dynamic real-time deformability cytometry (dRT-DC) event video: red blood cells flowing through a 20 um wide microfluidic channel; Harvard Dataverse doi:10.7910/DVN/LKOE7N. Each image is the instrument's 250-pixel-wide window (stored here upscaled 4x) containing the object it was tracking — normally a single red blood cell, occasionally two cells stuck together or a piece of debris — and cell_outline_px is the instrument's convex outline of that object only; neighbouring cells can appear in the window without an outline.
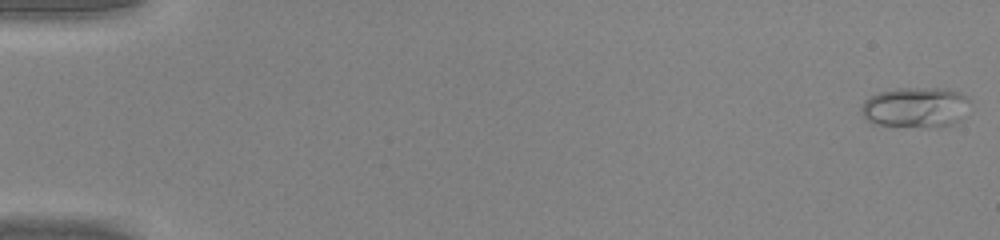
{"species": "common noctule bat (a hibernating species)", "species_latin": "Nyctalus noctula", "temperature_condition": "warm", "stored_images_in_passage": 49, "camera_frame_rate_fps": 3000, "um_per_image_px": 0.085, "animal": {"sex": "male", "body_mass_g": 20.0, "forearm_length_mm": 53.3}, "frame": {"image": 1, "passage_image": 1, "time_ms": 0.0, "image_size_px": [1000, 240], "cell_outline_px": [[968, 100], [960, 120], [952, 124], [936, 128], [928, 128], [872, 124], [864, 116], [860, 108], [864, 100], [880, 92], [896, 88], [948, 88], [960, 92], [968, 96]], "centroid_in_image_um": [77.81, 9.13], "position_along_channel_um": 7.2, "area_um2": 25.72}}
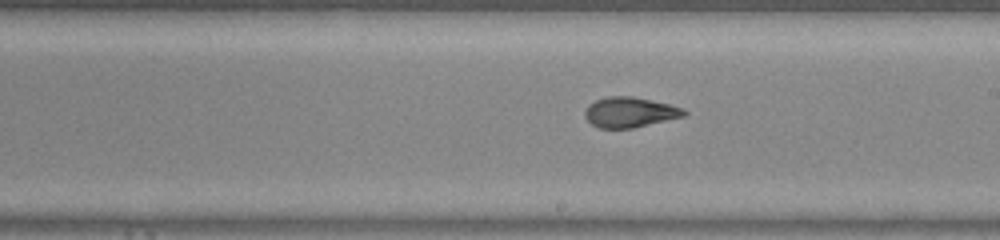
{"frame": {"image": 2, "passage_image": 29, "time_ms": 9.333, "image_size_px": [1000, 240], "cell_outline_px": [[688, 112], [684, 116], [632, 128], [600, 128], [592, 124], [584, 116], [584, 112], [588, 104], [596, 100], [608, 96], [632, 96], [668, 104], [684, 108]], "centroid_in_image_um": [53.52, 9.53], "position_along_channel_um": 235.5, "area_um2": 17.34}}
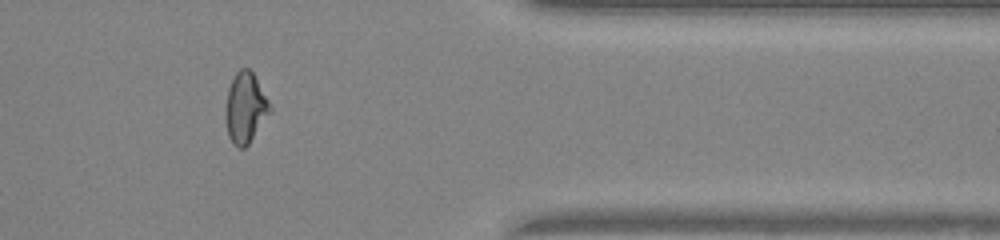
{"frame": {"image": 3, "passage_image": 41, "time_ms": 13.333, "image_size_px": [1000, 240], "cell_outline_px": [[272, 108], [248, 144], [244, 148], [236, 148], [232, 144], [228, 136], [224, 116], [228, 88], [236, 72], [240, 68], [248, 68], [252, 72], [268, 100]], "centroid_in_image_um": [20.81, 9.18], "position_along_channel_um": 390.6, "area_um2": 18.03}, "authors_computed_cell_mechanics": {"area_um2": 18.1492, "velocity_mm_per_s": 4.2992, "shape_relaxation_time_tau1_ms": 7.3856, "shape_relaxation_time_tau2_ms": 0.9563, "deformation_change_tau1": 0.2736, "deformation_change_tau2": 0.0802}}